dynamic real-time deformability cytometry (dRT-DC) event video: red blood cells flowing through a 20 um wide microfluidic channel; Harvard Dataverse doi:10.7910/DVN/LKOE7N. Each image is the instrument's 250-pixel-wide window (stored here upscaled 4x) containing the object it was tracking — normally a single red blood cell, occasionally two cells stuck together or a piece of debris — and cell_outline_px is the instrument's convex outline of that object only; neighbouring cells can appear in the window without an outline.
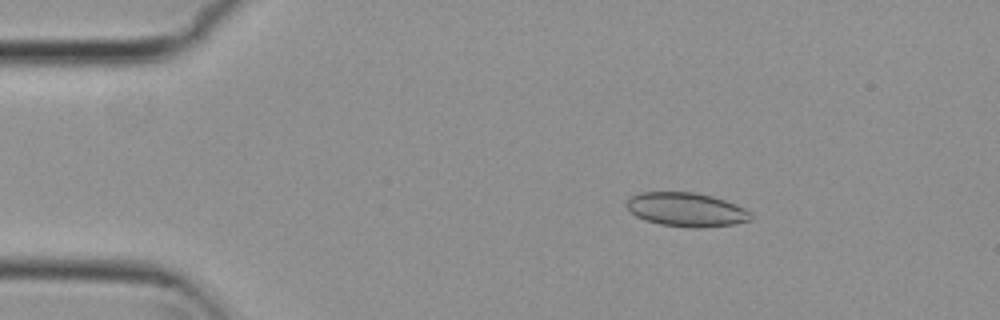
{"species": "common noctule bat (a hibernating species)", "species_latin": "Nyctalus noctula", "temperature_condition": "cold", "stored_images_in_passage": 52, "camera_frame_rate_fps": 3000, "um_per_image_px": 0.085, "animal": {"sex": "female", "body_mass_g": 29.2, "forearm_length_mm": 56.3}, "frame": {"image": 1, "passage_image": 7, "time_ms": 2.0, "image_size_px": [1000, 320], "cell_outline_px": [[752, 220], [736, 224], [696, 228], [692, 228], [660, 224], [636, 216], [628, 208], [628, 200], [632, 196], [640, 192], [696, 192], [712, 196], [736, 204], [744, 208], [752, 216]], "centroid_in_image_um": [58.38, 17.81], "position_along_channel_um": 26.6, "area_um2": 24.33}}
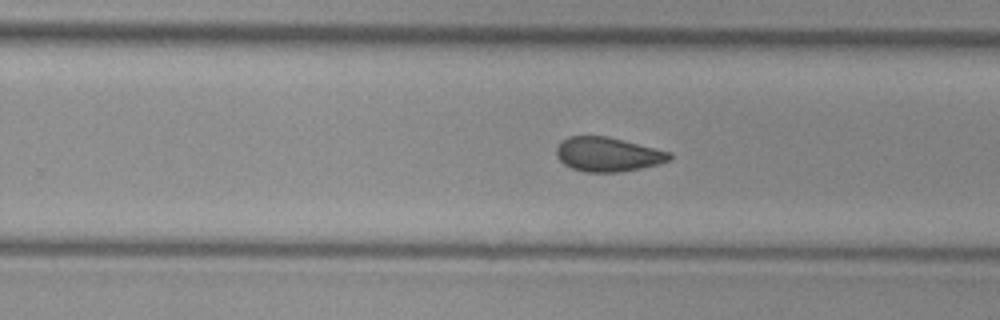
{"frame": {"image": 2, "passage_image": 32, "time_ms": 10.333, "image_size_px": [1000, 320], "cell_outline_px": [[672, 160], [660, 164], [620, 172], [584, 172], [572, 168], [564, 164], [556, 156], [556, 148], [560, 140], [568, 136], [608, 136], [672, 152]], "centroid_in_image_um": [51.67, 13.12], "position_along_channel_um": 278.1, "area_um2": 22.89}}
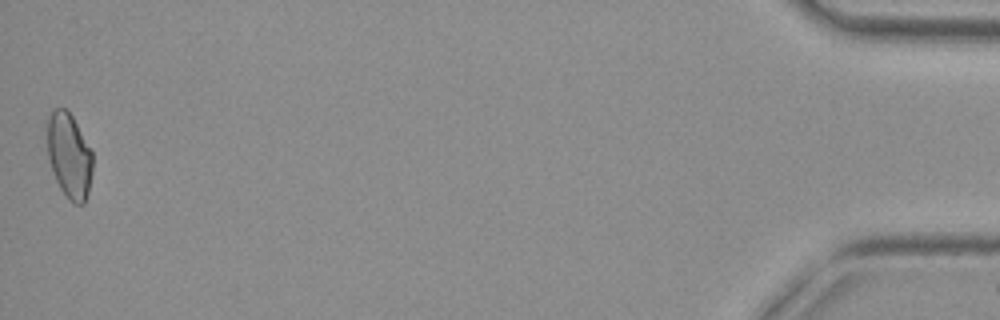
{"frame": {"image": 3, "passage_image": 52, "time_ms": 17.0, "image_size_px": [1000, 320], "cell_outline_px": [[92, 172], [88, 192], [84, 204], [72, 204], [68, 200], [60, 188], [56, 180], [48, 156], [48, 116], [56, 108], [64, 108], [72, 116], [92, 152]], "centroid_in_image_um": [5.89, 13.27], "position_along_channel_um": 429.3, "area_um2": 22.2}, "authors_computed_cell_mechanics": {"area_um2": 23.1489, "velocity_mm_per_s": 3.7826, "shape_relaxation_time_tau1_ms": null, "shape_relaxation_time_tau2_ms": 2.1098, "deformation_change_tau1": null, "deformation_change_tau2": 0.071}}